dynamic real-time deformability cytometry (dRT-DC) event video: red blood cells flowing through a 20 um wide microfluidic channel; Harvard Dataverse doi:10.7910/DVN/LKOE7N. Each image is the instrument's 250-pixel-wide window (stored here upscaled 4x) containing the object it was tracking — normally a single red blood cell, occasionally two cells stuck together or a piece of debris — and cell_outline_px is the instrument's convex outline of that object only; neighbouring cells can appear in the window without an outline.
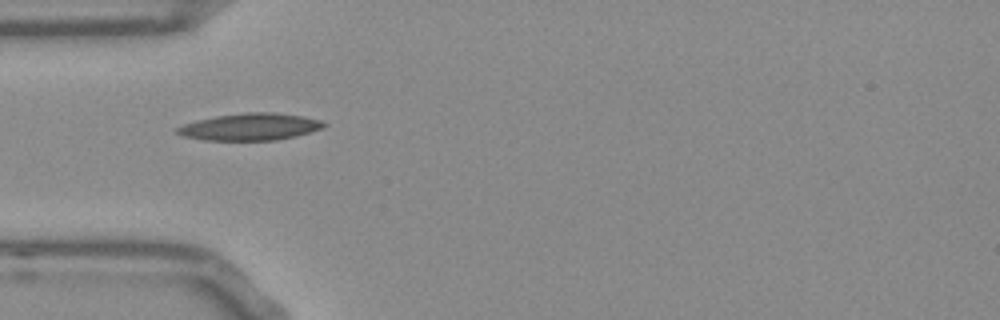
{"species": "Egyptian fruit bat (a non-hibernating species)", "species_latin": "Rousettus aegyptiacus", "temperature_condition": "room temperature", "stored_images_in_passage": 38, "camera_frame_rate_fps": 3000, "um_per_image_px": 0.085, "frame": {"image": 1, "passage_image": 1, "time_ms": 0.0, "image_size_px": [1000, 320], "cell_outline_px": [[328, 124], [320, 128], [296, 136], [276, 140], [204, 140], [184, 136], [176, 132], [176, 128], [184, 124], [196, 120], [216, 116], [244, 112], [276, 112], [304, 116], [320, 120]], "centroid_in_image_um": [21.26, 10.77], "position_along_channel_um": 63.7, "area_um2": 23.0}}
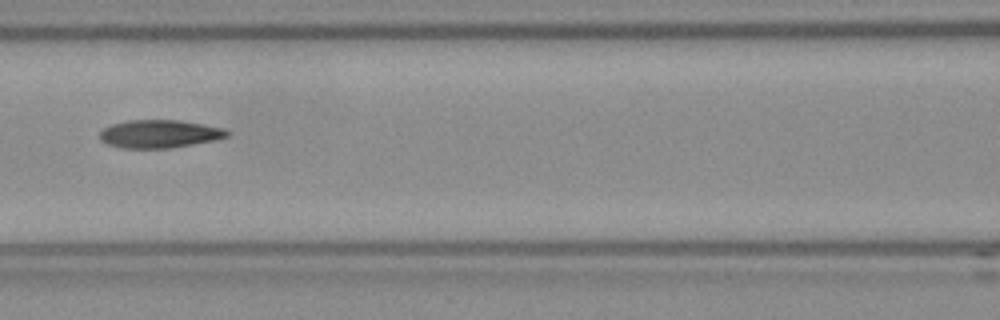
{"frame": {"image": 2, "passage_image": 8, "time_ms": 2.333, "image_size_px": [1000, 320], "cell_outline_px": [[228, 136], [216, 140], [168, 148], [120, 148], [108, 144], [100, 140], [100, 132], [104, 128], [112, 124], [128, 120], [180, 120], [204, 124], [224, 128], [228, 132]], "centroid_in_image_um": [13.55, 11.37], "position_along_channel_um": 153.1, "area_um2": 20.75}}
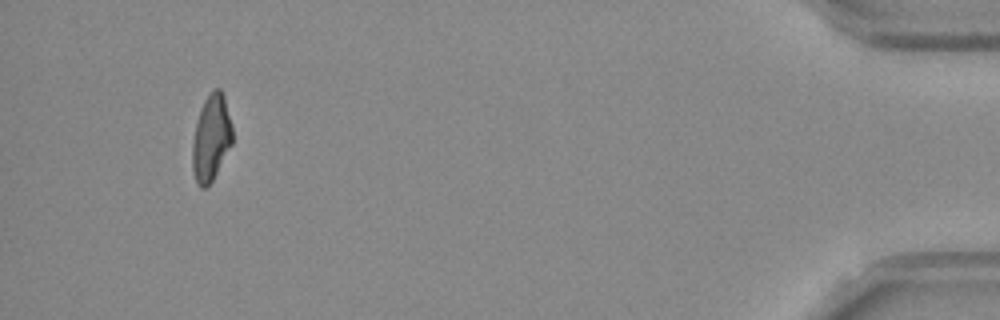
{"frame": {"image": 3, "passage_image": 35, "time_ms": 11.333, "image_size_px": [1000, 320], "cell_outline_px": [[232, 144], [212, 180], [204, 188], [200, 188], [196, 184], [192, 168], [192, 144], [196, 124], [200, 108], [204, 100], [212, 88], [220, 88], [224, 96], [232, 124]], "centroid_in_image_um": [17.94, 11.7], "position_along_channel_um": 417.3, "area_um2": 20.17}, "authors_computed_cell_mechanics": {"area_um2": 20.6635, "velocity_mm_per_s": 3.7979, "shape_relaxation_time_tau1_ms": 10.3734, "shape_relaxation_time_tau2_ms": 3.3625, "deformation_change_tau1": 0.2727, "deformation_change_tau2": 0.1189}}